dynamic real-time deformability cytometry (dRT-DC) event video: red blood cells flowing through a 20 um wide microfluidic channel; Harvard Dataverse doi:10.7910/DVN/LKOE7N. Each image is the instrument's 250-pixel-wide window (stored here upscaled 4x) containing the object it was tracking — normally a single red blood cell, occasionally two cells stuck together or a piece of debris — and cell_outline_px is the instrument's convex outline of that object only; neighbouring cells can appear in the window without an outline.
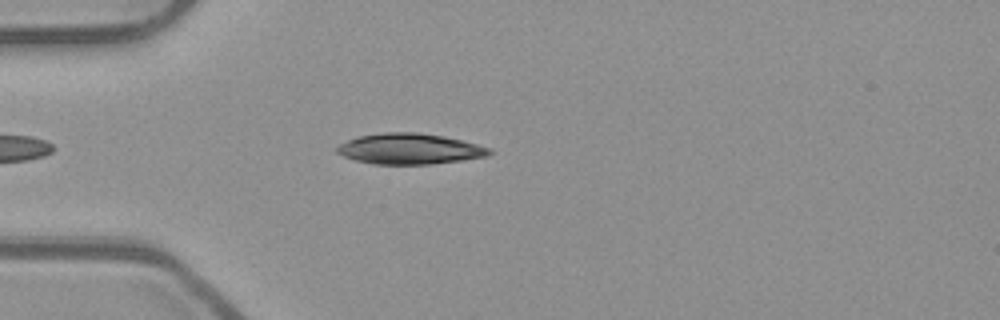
{"species": "common noctule bat (a hibernating species)", "species_latin": "Nyctalus noctula", "temperature_condition": "room temperature", "stored_images_in_passage": 41, "camera_frame_rate_fps": 3000, "um_per_image_px": 0.085, "animal": {"sex": "male", "body_mass_g": 23.1, "forearm_length_mm": 52.7}, "frame": {"image": 1, "passage_image": 6, "time_ms": 1.667, "image_size_px": [1000, 320], "cell_outline_px": [[492, 152], [488, 156], [432, 164], [372, 164], [356, 160], [344, 156], [336, 152], [336, 148], [340, 144], [348, 140], [360, 136], [384, 132], [416, 132], [444, 136], [492, 148]], "centroid_in_image_um": [34.83, 12.65], "position_along_channel_um": 50.2, "area_um2": 27.11}}
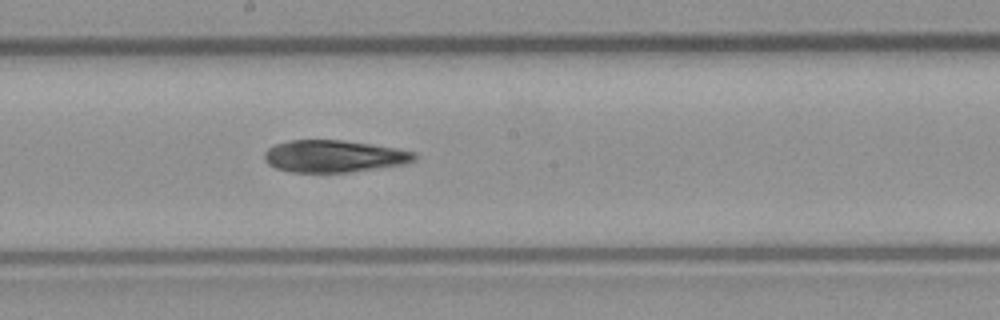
{"frame": {"image": 2, "passage_image": 20, "time_ms": 6.333, "image_size_px": [1000, 320], "cell_outline_px": [[416, 160], [404, 164], [348, 172], [288, 172], [276, 168], [268, 164], [264, 160], [264, 152], [268, 148], [276, 144], [292, 140], [340, 140], [368, 144], [416, 152]], "centroid_in_image_um": [28.34, 13.28], "position_along_channel_um": 219.9, "area_um2": 27.8}}
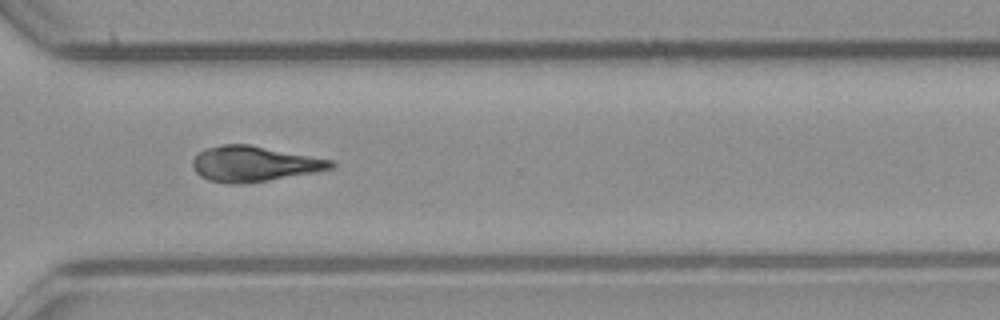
{"frame": {"image": 3, "passage_image": 30, "time_ms": 9.667, "image_size_px": [1000, 320], "cell_outline_px": [[336, 164], [332, 168], [312, 172], [268, 180], [244, 184], [228, 184], [208, 180], [200, 176], [196, 172], [192, 164], [192, 160], [204, 148], [224, 144], [248, 144], [332, 160]], "centroid_in_image_um": [21.54, 13.93], "position_along_channel_um": 349.1, "area_um2": 28.26}, "authors_computed_cell_mechanics": {"area_um2": 28.033, "velocity_mm_per_s": 3.8888, "shape_relaxation_time_tau1_ms": 5.341, "shape_relaxation_time_tau2_ms": null, "deformation_change_tau1": 0.1911, "deformation_change_tau2": null}}